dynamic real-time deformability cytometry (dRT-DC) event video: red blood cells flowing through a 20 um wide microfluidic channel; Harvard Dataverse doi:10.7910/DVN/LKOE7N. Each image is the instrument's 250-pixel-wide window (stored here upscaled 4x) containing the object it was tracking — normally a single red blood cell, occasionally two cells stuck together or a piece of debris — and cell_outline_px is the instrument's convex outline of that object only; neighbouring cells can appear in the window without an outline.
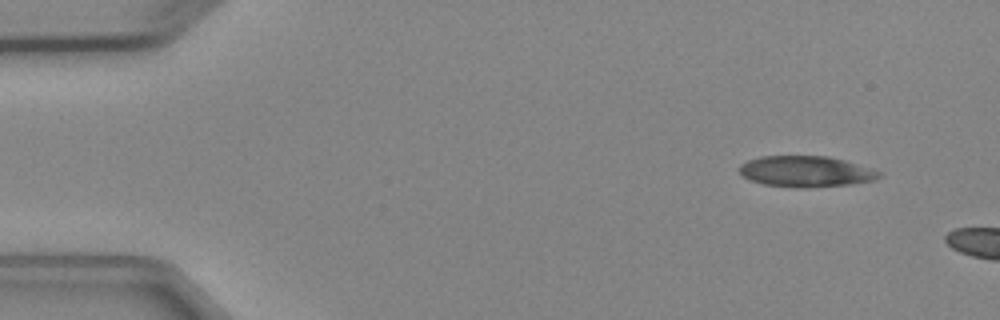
{"species": "Egyptian fruit bat (a non-hibernating species)", "species_latin": "Rousettus aegyptiacus", "temperature_condition": "cold", "stored_images_in_passage": 3, "camera_frame_rate_fps": 3000, "um_per_image_px": 0.085, "animal": {"sex": "female"}, "frame": {"image": 1, "passage_image": 1, "time_ms": 0.0, "image_size_px": [1000, 320], "cell_outline_px": [[880, 176], [876, 180], [848, 184], [808, 188], [796, 188], [764, 184], [752, 180], [744, 176], [740, 172], [740, 164], [748, 160], [760, 156], [828, 156], [844, 160], [872, 168], [880, 172]], "centroid_in_image_um": [68.51, 14.57], "position_along_channel_um": 16.5, "area_um2": 25.14}}